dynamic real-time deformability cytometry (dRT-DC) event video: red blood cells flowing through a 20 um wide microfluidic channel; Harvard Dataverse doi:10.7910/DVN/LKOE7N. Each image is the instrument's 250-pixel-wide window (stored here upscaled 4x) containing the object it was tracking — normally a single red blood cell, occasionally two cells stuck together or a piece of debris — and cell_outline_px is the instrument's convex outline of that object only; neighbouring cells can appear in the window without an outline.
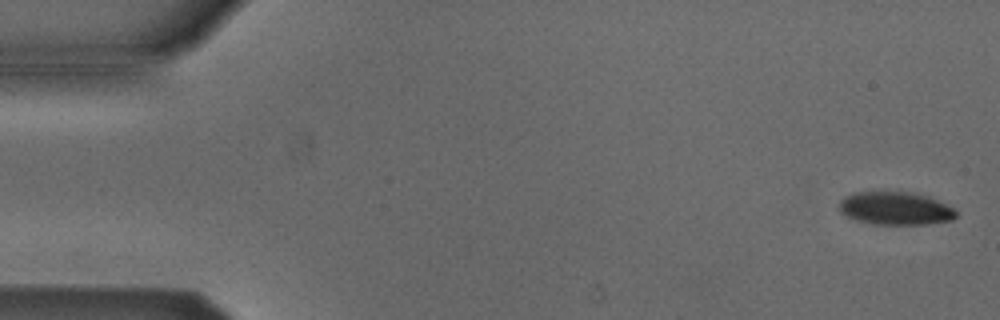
{"species": "Egyptian fruit bat (a non-hibernating species)", "species_latin": "Rousettus aegyptiacus", "temperature_condition": "cold", "stored_images_in_passage": 4, "camera_frame_rate_fps": 3000, "um_per_image_px": 0.085, "animal": {"sex": "male"}, "frame": {"image": 1, "passage_image": 1, "time_ms": 0.0, "image_size_px": [1000, 320], "cell_outline_px": [[956, 216], [952, 220], [928, 224], [872, 224], [856, 220], [840, 212], [840, 200], [844, 196], [852, 192], [916, 192], [928, 196], [952, 208], [956, 212]], "centroid_in_image_um": [76.08, 17.71], "position_along_channel_um": 8.9, "area_um2": 22.43}}